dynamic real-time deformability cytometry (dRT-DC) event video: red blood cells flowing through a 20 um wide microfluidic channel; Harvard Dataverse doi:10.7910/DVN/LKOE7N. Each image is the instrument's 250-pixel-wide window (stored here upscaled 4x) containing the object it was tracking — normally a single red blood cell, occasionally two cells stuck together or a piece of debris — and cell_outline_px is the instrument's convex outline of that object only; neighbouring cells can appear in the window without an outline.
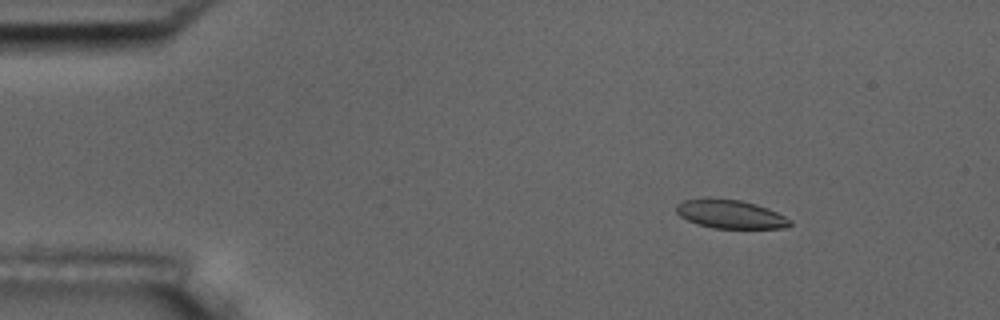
{"species": "common noctule bat (a hibernating species)", "species_latin": "Nyctalus noctula", "temperature_condition": "room temperature", "stored_images_in_passage": 7, "camera_frame_rate_fps": 3000, "um_per_image_px": 0.085, "animal": {"sex": "male", "body_mass_g": 17.5, "forearm_length_mm": 52.3}, "frame": {"image": 1, "passage_image": 2, "time_ms": 1.333, "image_size_px": [1000, 320], "cell_outline_px": [[792, 224], [784, 228], [712, 228], [696, 224], [680, 216], [676, 212], [676, 204], [684, 200], [708, 196], [740, 200], [756, 204], [768, 208], [792, 220]], "centroid_in_image_um": [62.04, 18.18], "position_along_channel_um": 23.0, "area_um2": 19.31}}
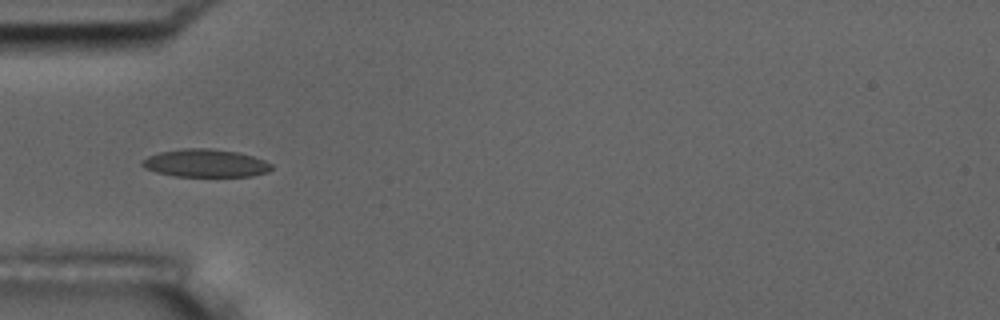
{"frame": {"image": 2, "passage_image": 5, "time_ms": 4.667, "image_size_px": [1000, 320], "cell_outline_px": [[272, 168], [268, 172], [252, 176], [176, 176], [156, 172], [144, 168], [140, 164], [140, 160], [148, 156], [160, 152], [184, 148], [212, 148], [236, 152], [252, 156], [264, 160], [272, 164]], "centroid_in_image_um": [17.44, 13.87], "position_along_channel_um": 67.6, "area_um2": 21.04}}